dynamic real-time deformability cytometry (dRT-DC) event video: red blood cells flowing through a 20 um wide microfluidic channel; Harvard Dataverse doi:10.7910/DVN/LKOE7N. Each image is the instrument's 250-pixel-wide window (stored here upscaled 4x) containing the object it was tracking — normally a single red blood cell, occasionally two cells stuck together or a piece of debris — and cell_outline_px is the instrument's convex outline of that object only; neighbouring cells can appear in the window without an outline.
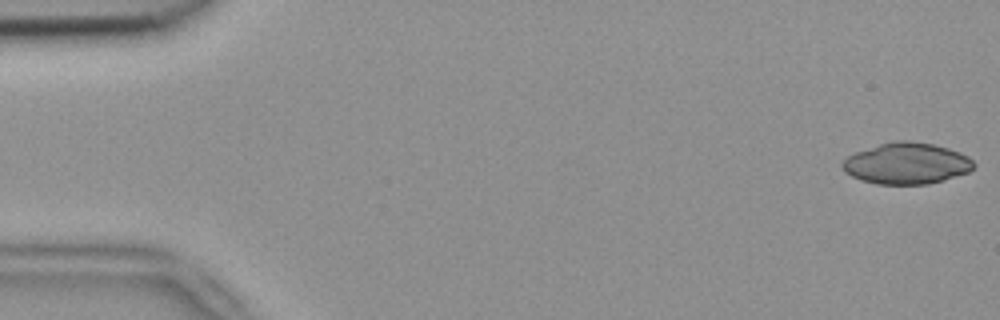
{"species": "common noctule bat (a hibernating species)", "species_latin": "Nyctalus noctula", "temperature_condition": "room temperature", "stored_images_in_passage": 4, "camera_frame_rate_fps": 3000, "um_per_image_px": 0.085, "animal": {"sex": "female", "body_mass_g": 18.4}, "frame": {"image": 1, "passage_image": 1, "time_ms": 0.0, "image_size_px": [1000, 320], "cell_outline_px": [[976, 164], [968, 172], [944, 180], [928, 184], [876, 184], [860, 180], [844, 172], [840, 164], [848, 156], [856, 152], [892, 140], [912, 140], [932, 144], [948, 148], [960, 152], [968, 156]], "centroid_in_image_um": [77.05, 13.89], "position_along_channel_um": 7.9, "area_um2": 31.73}}